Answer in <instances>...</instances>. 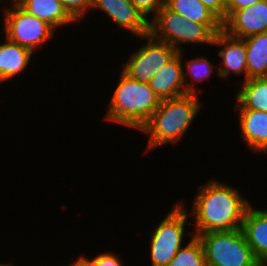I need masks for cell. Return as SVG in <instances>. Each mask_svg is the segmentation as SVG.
Wrapping results in <instances>:
<instances>
[{
	"label": "cell",
	"mask_w": 267,
	"mask_h": 266,
	"mask_svg": "<svg viewBox=\"0 0 267 266\" xmlns=\"http://www.w3.org/2000/svg\"><path fill=\"white\" fill-rule=\"evenodd\" d=\"M238 189L215 178L199 186L188 210L194 236L241 229L251 202Z\"/></svg>",
	"instance_id": "cell-1"
},
{
	"label": "cell",
	"mask_w": 267,
	"mask_h": 266,
	"mask_svg": "<svg viewBox=\"0 0 267 266\" xmlns=\"http://www.w3.org/2000/svg\"><path fill=\"white\" fill-rule=\"evenodd\" d=\"M202 105L196 94L161 100L159 107L139 131L149 135L145 152L150 153L157 147L180 142L190 130Z\"/></svg>",
	"instance_id": "cell-2"
},
{
	"label": "cell",
	"mask_w": 267,
	"mask_h": 266,
	"mask_svg": "<svg viewBox=\"0 0 267 266\" xmlns=\"http://www.w3.org/2000/svg\"><path fill=\"white\" fill-rule=\"evenodd\" d=\"M118 77V83L103 116L104 121L140 131L159 107L161 100L149 83L134 80L121 69Z\"/></svg>",
	"instance_id": "cell-3"
},
{
	"label": "cell",
	"mask_w": 267,
	"mask_h": 266,
	"mask_svg": "<svg viewBox=\"0 0 267 266\" xmlns=\"http://www.w3.org/2000/svg\"><path fill=\"white\" fill-rule=\"evenodd\" d=\"M222 29V24H201L183 18L166 5L150 20V34L159 41L166 42L178 52L186 45L213 44L216 33Z\"/></svg>",
	"instance_id": "cell-4"
},
{
	"label": "cell",
	"mask_w": 267,
	"mask_h": 266,
	"mask_svg": "<svg viewBox=\"0 0 267 266\" xmlns=\"http://www.w3.org/2000/svg\"><path fill=\"white\" fill-rule=\"evenodd\" d=\"M184 200L176 201L161 222L153 227L148 241L150 266H167L185 244L184 239L193 236L191 229L185 230L186 226H191L188 221L191 217Z\"/></svg>",
	"instance_id": "cell-5"
},
{
	"label": "cell",
	"mask_w": 267,
	"mask_h": 266,
	"mask_svg": "<svg viewBox=\"0 0 267 266\" xmlns=\"http://www.w3.org/2000/svg\"><path fill=\"white\" fill-rule=\"evenodd\" d=\"M207 266H262L242 229L199 234Z\"/></svg>",
	"instance_id": "cell-6"
},
{
	"label": "cell",
	"mask_w": 267,
	"mask_h": 266,
	"mask_svg": "<svg viewBox=\"0 0 267 266\" xmlns=\"http://www.w3.org/2000/svg\"><path fill=\"white\" fill-rule=\"evenodd\" d=\"M3 11V36L34 54L48 41H52L56 30L47 22L27 13L18 4L8 3ZM10 7V8H9Z\"/></svg>",
	"instance_id": "cell-7"
},
{
	"label": "cell",
	"mask_w": 267,
	"mask_h": 266,
	"mask_svg": "<svg viewBox=\"0 0 267 266\" xmlns=\"http://www.w3.org/2000/svg\"><path fill=\"white\" fill-rule=\"evenodd\" d=\"M137 38L145 42L122 63L121 70L134 80L149 83L154 74L178 51L170 44L157 40L150 33Z\"/></svg>",
	"instance_id": "cell-8"
},
{
	"label": "cell",
	"mask_w": 267,
	"mask_h": 266,
	"mask_svg": "<svg viewBox=\"0 0 267 266\" xmlns=\"http://www.w3.org/2000/svg\"><path fill=\"white\" fill-rule=\"evenodd\" d=\"M102 11L115 26L127 30L133 36L141 37L150 33V20L142 14L131 0H92V11Z\"/></svg>",
	"instance_id": "cell-9"
},
{
	"label": "cell",
	"mask_w": 267,
	"mask_h": 266,
	"mask_svg": "<svg viewBox=\"0 0 267 266\" xmlns=\"http://www.w3.org/2000/svg\"><path fill=\"white\" fill-rule=\"evenodd\" d=\"M212 46L218 48L217 57L219 59L218 74L219 78L230 80L231 76H242L243 80H247V66H246V46L243 38H237L229 35L226 31L221 29L215 34ZM234 74V75H231Z\"/></svg>",
	"instance_id": "cell-10"
},
{
	"label": "cell",
	"mask_w": 267,
	"mask_h": 266,
	"mask_svg": "<svg viewBox=\"0 0 267 266\" xmlns=\"http://www.w3.org/2000/svg\"><path fill=\"white\" fill-rule=\"evenodd\" d=\"M222 29L237 38L267 32V0L235 11L223 24Z\"/></svg>",
	"instance_id": "cell-11"
},
{
	"label": "cell",
	"mask_w": 267,
	"mask_h": 266,
	"mask_svg": "<svg viewBox=\"0 0 267 266\" xmlns=\"http://www.w3.org/2000/svg\"><path fill=\"white\" fill-rule=\"evenodd\" d=\"M242 141L252 152L267 154V112L235 109Z\"/></svg>",
	"instance_id": "cell-12"
},
{
	"label": "cell",
	"mask_w": 267,
	"mask_h": 266,
	"mask_svg": "<svg viewBox=\"0 0 267 266\" xmlns=\"http://www.w3.org/2000/svg\"><path fill=\"white\" fill-rule=\"evenodd\" d=\"M247 208L242 222V231L256 259L267 266V209Z\"/></svg>",
	"instance_id": "cell-13"
},
{
	"label": "cell",
	"mask_w": 267,
	"mask_h": 266,
	"mask_svg": "<svg viewBox=\"0 0 267 266\" xmlns=\"http://www.w3.org/2000/svg\"><path fill=\"white\" fill-rule=\"evenodd\" d=\"M149 85L160 100L186 95L180 52L154 74Z\"/></svg>",
	"instance_id": "cell-14"
},
{
	"label": "cell",
	"mask_w": 267,
	"mask_h": 266,
	"mask_svg": "<svg viewBox=\"0 0 267 266\" xmlns=\"http://www.w3.org/2000/svg\"><path fill=\"white\" fill-rule=\"evenodd\" d=\"M30 49L20 46L5 37L4 42L0 41V84L11 81L18 75L24 73L34 59ZM33 58V59H32Z\"/></svg>",
	"instance_id": "cell-15"
},
{
	"label": "cell",
	"mask_w": 267,
	"mask_h": 266,
	"mask_svg": "<svg viewBox=\"0 0 267 266\" xmlns=\"http://www.w3.org/2000/svg\"><path fill=\"white\" fill-rule=\"evenodd\" d=\"M18 5L27 13L47 22L56 31L76 22L60 0H21Z\"/></svg>",
	"instance_id": "cell-16"
},
{
	"label": "cell",
	"mask_w": 267,
	"mask_h": 266,
	"mask_svg": "<svg viewBox=\"0 0 267 266\" xmlns=\"http://www.w3.org/2000/svg\"><path fill=\"white\" fill-rule=\"evenodd\" d=\"M184 52L180 51V57L186 94L199 95L202 90L198 89L196 83L201 84L207 80L210 81L209 79L214 72L219 77L218 70H214L215 64L208 57H205L206 55H198L188 60L184 58ZM183 59H186V62Z\"/></svg>",
	"instance_id": "cell-17"
},
{
	"label": "cell",
	"mask_w": 267,
	"mask_h": 266,
	"mask_svg": "<svg viewBox=\"0 0 267 266\" xmlns=\"http://www.w3.org/2000/svg\"><path fill=\"white\" fill-rule=\"evenodd\" d=\"M233 97L234 109H251L267 112V78H249L240 85Z\"/></svg>",
	"instance_id": "cell-18"
},
{
	"label": "cell",
	"mask_w": 267,
	"mask_h": 266,
	"mask_svg": "<svg viewBox=\"0 0 267 266\" xmlns=\"http://www.w3.org/2000/svg\"><path fill=\"white\" fill-rule=\"evenodd\" d=\"M246 46L247 80L267 75V32L244 39Z\"/></svg>",
	"instance_id": "cell-19"
},
{
	"label": "cell",
	"mask_w": 267,
	"mask_h": 266,
	"mask_svg": "<svg viewBox=\"0 0 267 266\" xmlns=\"http://www.w3.org/2000/svg\"><path fill=\"white\" fill-rule=\"evenodd\" d=\"M166 6L183 18L201 24H222V21L200 0H167Z\"/></svg>",
	"instance_id": "cell-20"
},
{
	"label": "cell",
	"mask_w": 267,
	"mask_h": 266,
	"mask_svg": "<svg viewBox=\"0 0 267 266\" xmlns=\"http://www.w3.org/2000/svg\"><path fill=\"white\" fill-rule=\"evenodd\" d=\"M179 249L167 266H207L203 245L198 236H192Z\"/></svg>",
	"instance_id": "cell-21"
},
{
	"label": "cell",
	"mask_w": 267,
	"mask_h": 266,
	"mask_svg": "<svg viewBox=\"0 0 267 266\" xmlns=\"http://www.w3.org/2000/svg\"><path fill=\"white\" fill-rule=\"evenodd\" d=\"M67 13L79 22L90 14L92 0H60Z\"/></svg>",
	"instance_id": "cell-22"
},
{
	"label": "cell",
	"mask_w": 267,
	"mask_h": 266,
	"mask_svg": "<svg viewBox=\"0 0 267 266\" xmlns=\"http://www.w3.org/2000/svg\"><path fill=\"white\" fill-rule=\"evenodd\" d=\"M80 258L88 266H124V262L121 260L118 254L110 251H104L97 254L93 258L87 257L85 255H80Z\"/></svg>",
	"instance_id": "cell-23"
},
{
	"label": "cell",
	"mask_w": 267,
	"mask_h": 266,
	"mask_svg": "<svg viewBox=\"0 0 267 266\" xmlns=\"http://www.w3.org/2000/svg\"><path fill=\"white\" fill-rule=\"evenodd\" d=\"M131 2L148 20H151L166 5L167 0H131Z\"/></svg>",
	"instance_id": "cell-24"
},
{
	"label": "cell",
	"mask_w": 267,
	"mask_h": 266,
	"mask_svg": "<svg viewBox=\"0 0 267 266\" xmlns=\"http://www.w3.org/2000/svg\"><path fill=\"white\" fill-rule=\"evenodd\" d=\"M208 7L221 21H226V0H200Z\"/></svg>",
	"instance_id": "cell-25"
},
{
	"label": "cell",
	"mask_w": 267,
	"mask_h": 266,
	"mask_svg": "<svg viewBox=\"0 0 267 266\" xmlns=\"http://www.w3.org/2000/svg\"><path fill=\"white\" fill-rule=\"evenodd\" d=\"M261 0H226V20L237 10L247 8Z\"/></svg>",
	"instance_id": "cell-26"
},
{
	"label": "cell",
	"mask_w": 267,
	"mask_h": 266,
	"mask_svg": "<svg viewBox=\"0 0 267 266\" xmlns=\"http://www.w3.org/2000/svg\"><path fill=\"white\" fill-rule=\"evenodd\" d=\"M65 266H88L80 257L71 261L70 264Z\"/></svg>",
	"instance_id": "cell-27"
},
{
	"label": "cell",
	"mask_w": 267,
	"mask_h": 266,
	"mask_svg": "<svg viewBox=\"0 0 267 266\" xmlns=\"http://www.w3.org/2000/svg\"><path fill=\"white\" fill-rule=\"evenodd\" d=\"M10 2V3H13V4H18L21 0H0V4L1 2L3 3V5L6 4V2ZM5 3V4H4Z\"/></svg>",
	"instance_id": "cell-28"
},
{
	"label": "cell",
	"mask_w": 267,
	"mask_h": 266,
	"mask_svg": "<svg viewBox=\"0 0 267 266\" xmlns=\"http://www.w3.org/2000/svg\"><path fill=\"white\" fill-rule=\"evenodd\" d=\"M0 266H15V265H13V264H11V263H0Z\"/></svg>",
	"instance_id": "cell-29"
}]
</instances>
